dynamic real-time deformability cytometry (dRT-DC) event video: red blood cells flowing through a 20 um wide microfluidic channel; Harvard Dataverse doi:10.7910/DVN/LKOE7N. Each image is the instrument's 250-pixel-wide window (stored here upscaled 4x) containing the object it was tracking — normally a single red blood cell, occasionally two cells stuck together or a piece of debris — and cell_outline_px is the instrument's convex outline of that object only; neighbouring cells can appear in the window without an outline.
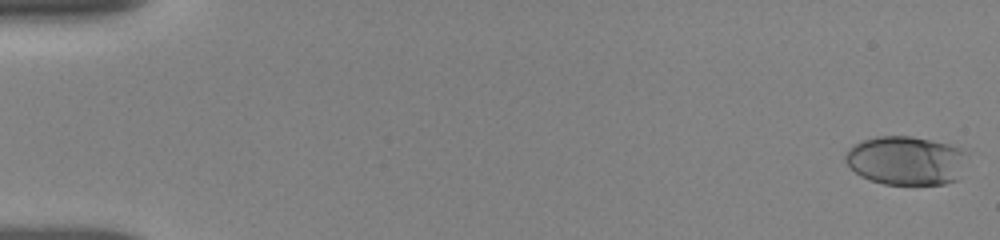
{"species": "human", "species_latin": "Homo sapiens", "temperature_condition": "room temperature", "stored_images_in_passage": 29, "camera_frame_rate_fps": 3000, "um_per_image_px": 0.085, "donor": {"sex": "female"}, "frame": {"image": 1, "passage_image": 1, "time_ms": 0.0, "image_size_px": [1000, 240], "cell_outline_px": [[968, 152], [956, 180], [944, 184], [884, 184], [860, 176], [844, 160], [844, 156], [848, 148], [852, 144], [876, 136], [912, 136], [948, 144], [960, 148]], "centroid_in_image_um": [76.98, 13.63], "position_along_channel_um": 8.0, "area_um2": 34.56}}
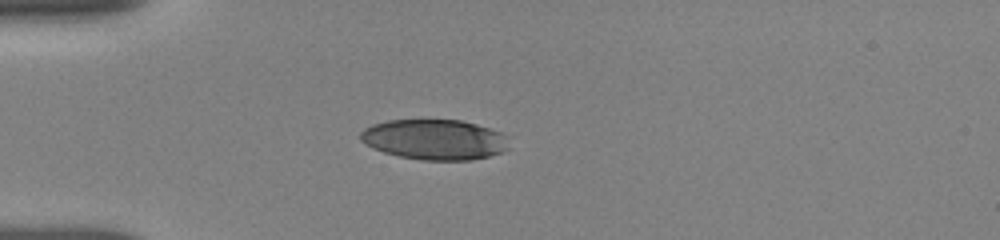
{"frame": {"image": 2, "passage_image": 22, "time_ms": 4.667, "image_size_px": [1000, 240], "cell_outline_px": [[508, 148], [500, 152], [488, 156], [472, 160], [424, 160], [400, 156], [384, 152], [360, 140], [360, 132], [364, 128], [372, 124], [388, 120], [460, 120], [476, 124], [500, 132], [508, 136]], "centroid_in_image_um": [36.95, 11.85], "position_along_channel_um": 48.1, "area_um2": 34.68}}
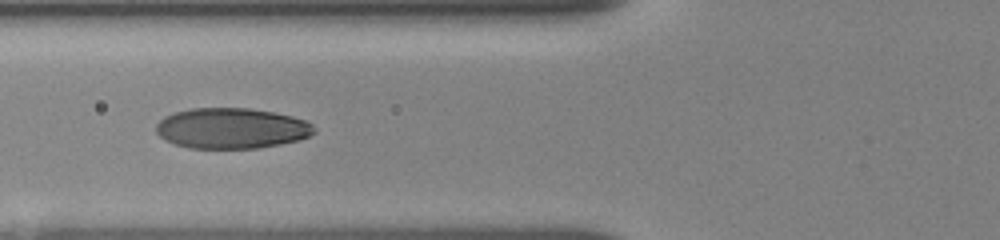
{"frame": {"image": 3, "passage_image": 28, "time_ms": 6.667, "image_size_px": [1000, 240], "cell_outline_px": [[316, 132], [300, 140], [260, 148], [188, 148], [164, 140], [156, 132], [156, 124], [164, 116], [176, 112], [192, 108], [248, 108], [272, 112], [292, 116], [304, 120], [312, 124], [316, 128]], "centroid_in_image_um": [19.68, 10.91], "position_along_channel_um": 106.1, "area_um2": 37.45}}